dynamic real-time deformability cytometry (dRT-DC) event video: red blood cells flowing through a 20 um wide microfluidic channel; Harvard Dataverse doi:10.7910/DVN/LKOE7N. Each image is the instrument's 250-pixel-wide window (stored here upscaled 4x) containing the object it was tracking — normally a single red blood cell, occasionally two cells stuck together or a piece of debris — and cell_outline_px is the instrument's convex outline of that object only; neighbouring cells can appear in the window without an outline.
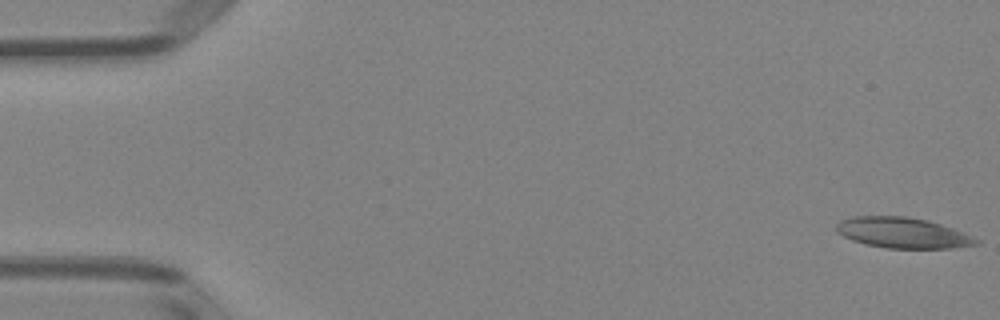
{"species": "Egyptian fruit bat (a non-hibernating species)", "species_latin": "Rousettus aegyptiacus", "temperature_condition": "room temperature", "stored_images_in_passage": 51, "camera_frame_rate_fps": 3000, "um_per_image_px": 0.085, "animal": {"sex": "female"}, "frame": {"image": 1, "passage_image": 1, "time_ms": 0.0, "image_size_px": [1000, 320], "cell_outline_px": [[980, 244], [952, 248], [884, 248], [864, 244], [852, 240], [836, 232], [836, 224], [840, 220], [852, 216], [904, 216], [928, 220], [952, 228], [972, 236], [980, 240]], "centroid_in_image_um": [76.71, 19.79], "position_along_channel_um": 8.3, "area_um2": 25.03}}
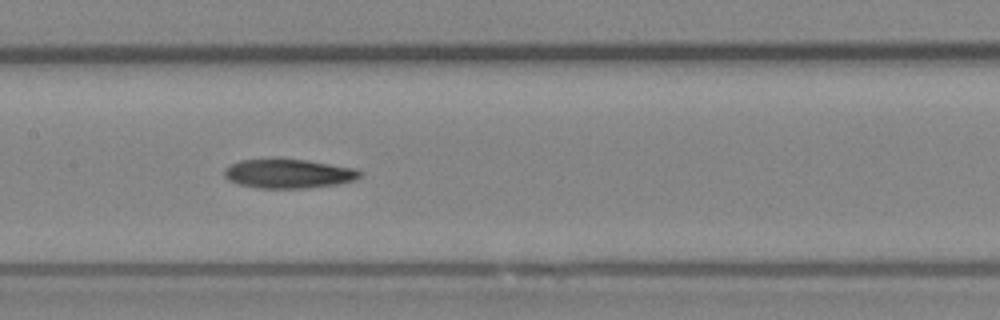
{"frame": {"image": 2, "passage_image": 25, "time_ms": 8.0, "image_size_px": [1000, 320], "cell_outline_px": [[364, 172], [356, 180], [336, 184], [304, 188], [256, 188], [240, 184], [228, 180], [224, 176], [224, 168], [228, 164], [240, 160], [308, 160], [356, 168]], "centroid_in_image_um": [24.53, 14.76], "position_along_channel_um": 182.9, "area_um2": 22.95}}
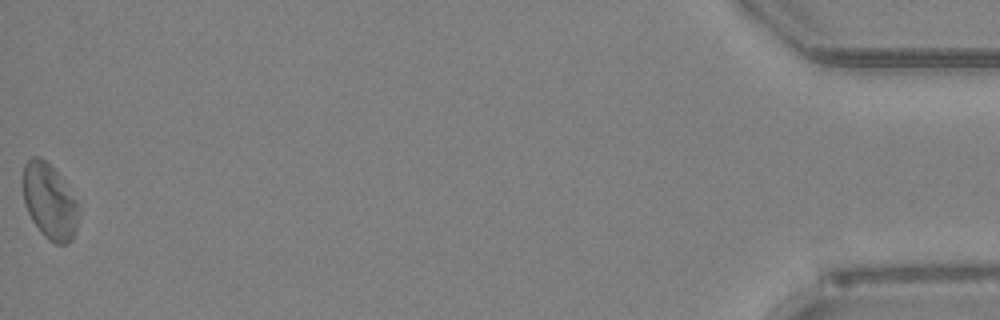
{"frame": {"image": 3, "passage_image": 51, "time_ms": 16.667, "image_size_px": [1000, 320], "cell_outline_px": [[76, 228], [72, 240], [68, 244], [56, 244], [48, 240], [40, 232], [32, 220], [24, 204], [24, 164], [32, 156], [40, 156], [60, 176], [76, 204]], "centroid_in_image_um": [4.17, 17.15], "position_along_channel_um": 431.0, "area_um2": 23.64}}